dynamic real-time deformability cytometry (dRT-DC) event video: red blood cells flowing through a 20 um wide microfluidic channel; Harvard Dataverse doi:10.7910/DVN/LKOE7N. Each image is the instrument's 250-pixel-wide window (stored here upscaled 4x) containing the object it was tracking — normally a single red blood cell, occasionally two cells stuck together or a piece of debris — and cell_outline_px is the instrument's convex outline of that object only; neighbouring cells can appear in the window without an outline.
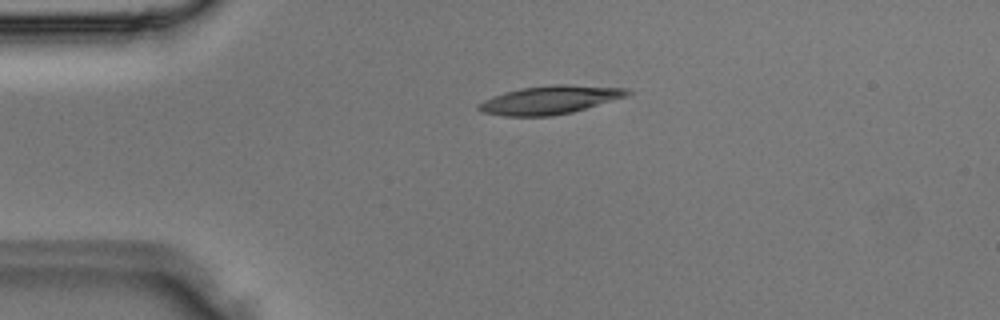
{"species": "Egyptian fruit bat (a non-hibernating species)", "species_latin": "Rousettus aegyptiacus", "temperature_condition": "room temperature", "stored_images_in_passage": 2, "camera_frame_rate_fps": 3000, "um_per_image_px": 0.085, "animal": {"sex": "male"}, "frame": {"image": 1, "passage_image": 1, "time_ms": 0.0, "image_size_px": [1000, 320], "cell_outline_px": [[632, 92], [628, 96], [572, 112], [552, 116], [504, 116], [480, 112], [476, 108], [476, 104], [492, 96], [504, 92], [524, 88], [552, 84], [568, 84], [628, 88]], "centroid_in_image_um": [46.73, 8.49], "position_along_channel_um": 38.3, "area_um2": 24.74}}